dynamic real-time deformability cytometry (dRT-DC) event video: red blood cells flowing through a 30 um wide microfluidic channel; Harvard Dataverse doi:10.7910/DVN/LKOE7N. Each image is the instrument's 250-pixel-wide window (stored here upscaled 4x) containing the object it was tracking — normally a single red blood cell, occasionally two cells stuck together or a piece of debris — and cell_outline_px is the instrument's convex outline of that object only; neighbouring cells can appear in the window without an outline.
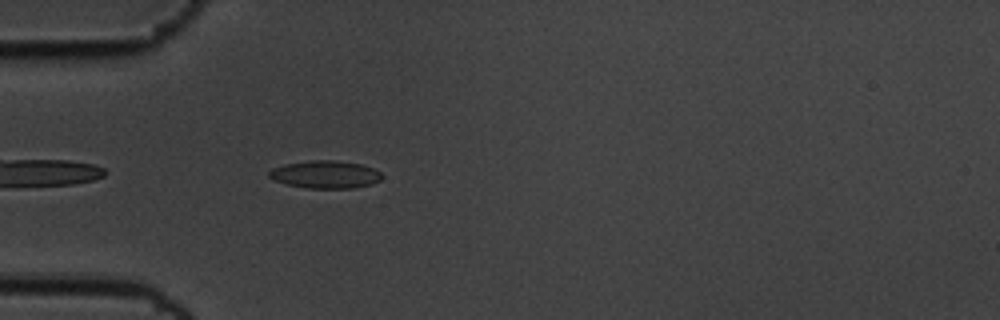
{"species": "common noctule bat (a hibernating species)", "species_latin": "Nyctalus noctula", "temperature_condition": "cold", "stored_images_in_passage": 43, "camera_frame_rate_fps": 3000, "um_per_image_px": 0.085, "animal": {"sex": "male", "body_mass_g": 19.5, "forearm_length_mm": 54.6}, "frame": {"image": 1, "passage_image": 3, "time_ms": 0.667, "image_size_px": [1000, 320], "cell_outline_px": [[380, 180], [372, 184], [352, 188], [308, 188], [288, 184], [272, 180], [268, 176], [268, 172], [272, 168], [284, 164], [312, 160], [336, 160], [360, 164], [372, 168], [380, 172]], "centroid_in_image_um": [27.61, 14.82], "position_along_channel_um": 57.4, "area_um2": 18.09}}
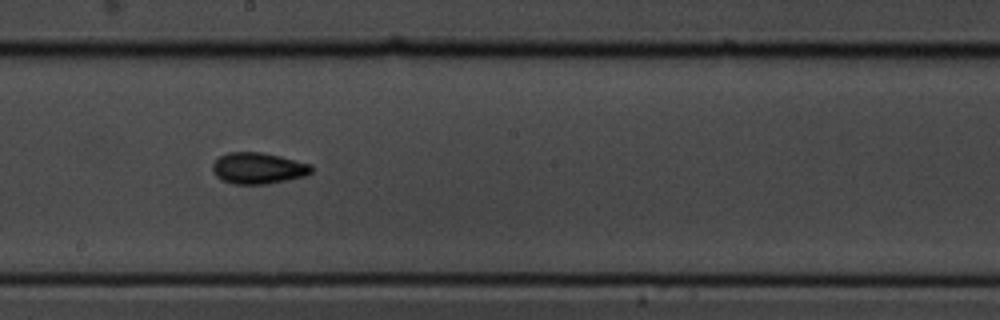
{"frame": {"image": 2, "passage_image": 18, "time_ms": 5.667, "image_size_px": [1000, 320], "cell_outline_px": [[312, 172], [304, 176], [268, 184], [232, 184], [220, 180], [216, 176], [212, 168], [212, 164], [220, 156], [228, 152], [260, 152], [280, 156], [312, 164]], "centroid_in_image_um": [21.93, 14.3], "position_along_channel_um": 226.3, "area_um2": 18.09}}
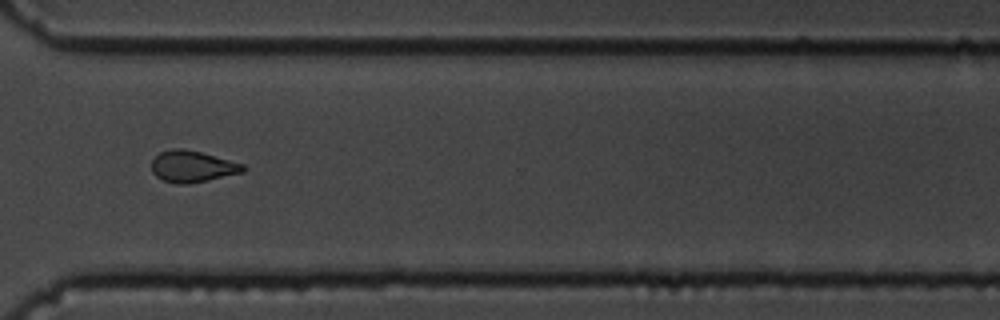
{"frame": {"image": 3, "passage_image": 29, "time_ms": 9.333, "image_size_px": [1000, 320], "cell_outline_px": [[248, 168], [244, 172], [208, 180], [188, 184], [180, 184], [164, 180], [156, 176], [152, 172], [152, 160], [160, 152], [172, 148], [184, 148], [200, 152], [244, 164]], "centroid_in_image_um": [16.37, 14.14], "position_along_channel_um": 354.2, "area_um2": 16.76}, "authors_computed_cell_mechanics": {"area_um2": 16.9354, "velocity_mm_per_s": 3.4941, "shape_relaxation_time_tau1_ms": 2.7552, "shape_relaxation_time_tau2_ms": 2.9617, "deformation_change_tau1": 0.0961, "deformation_change_tau2": 0.0976}}